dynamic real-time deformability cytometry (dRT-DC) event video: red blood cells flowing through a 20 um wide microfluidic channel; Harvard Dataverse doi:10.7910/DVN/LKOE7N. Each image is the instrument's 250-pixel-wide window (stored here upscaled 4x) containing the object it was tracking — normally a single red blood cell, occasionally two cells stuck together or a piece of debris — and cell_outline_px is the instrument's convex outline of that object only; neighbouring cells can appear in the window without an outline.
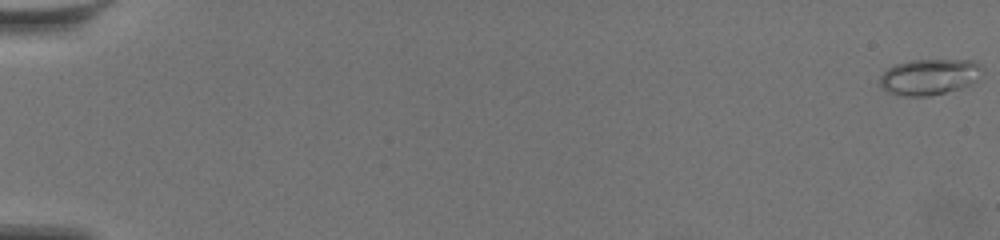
{"species": "common noctule bat (a hibernating species)", "species_latin": "Nyctalus noctula", "temperature_condition": "warm", "stored_images_in_passage": 61, "camera_frame_rate_fps": 3000, "um_per_image_px": 0.085, "animal": {"sex": "female", "body_mass_g": 19.5, "forearm_length_mm": 54.1}, "frame": {"image": 1, "passage_image": 1, "time_ms": 0.0, "image_size_px": [1000, 240], "cell_outline_px": [[984, 72], [972, 84], [960, 88], [928, 96], [904, 96], [888, 92], [880, 88], [880, 76], [888, 68], [896, 64], [912, 60], [972, 60], [980, 64], [984, 68]], "centroid_in_image_um": [79.01, 6.53], "position_along_channel_um": 6.0, "area_um2": 21.56}}
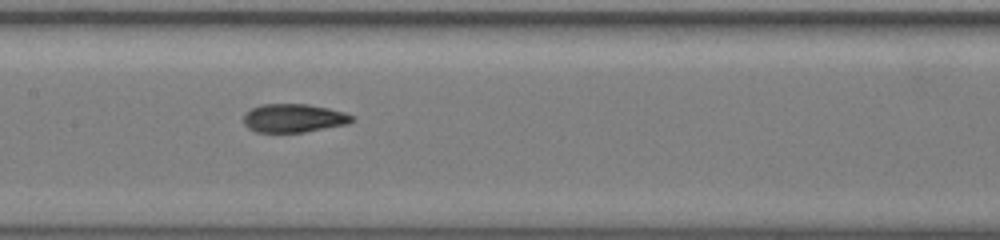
{"frame": {"image": 2, "passage_image": 33, "time_ms": 10.667, "image_size_px": [1000, 240], "cell_outline_px": [[356, 120], [348, 124], [304, 132], [256, 132], [248, 128], [244, 124], [244, 112], [260, 104], [308, 104], [328, 108], [344, 112], [356, 116]], "centroid_in_image_um": [24.99, 10.04], "position_along_channel_um": 182.4, "area_um2": 18.21}}
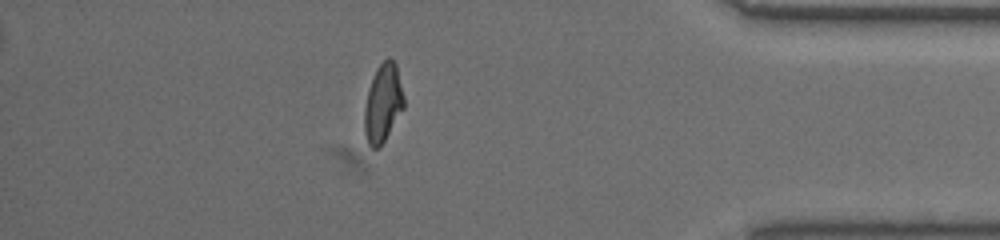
{"frame": {"image": 3, "passage_image": 54, "time_ms": 17.667, "image_size_px": [1000, 240], "cell_outline_px": [[404, 108], [380, 148], [372, 148], [368, 144], [364, 132], [364, 108], [372, 76], [376, 68], [388, 56], [396, 64], [404, 96]], "centroid_in_image_um": [32.55, 8.77], "position_along_channel_um": 402.7, "area_um2": 18.09}, "authors_computed_cell_mechanics": {"area_um2": 18.0914, "velocity_mm_per_s": 3.5792, "shape_relaxation_time_tau1_ms": 6.2703, "shape_relaxation_time_tau2_ms": 1.668, "deformation_change_tau1": 0.2231, "deformation_change_tau2": 0.083}}